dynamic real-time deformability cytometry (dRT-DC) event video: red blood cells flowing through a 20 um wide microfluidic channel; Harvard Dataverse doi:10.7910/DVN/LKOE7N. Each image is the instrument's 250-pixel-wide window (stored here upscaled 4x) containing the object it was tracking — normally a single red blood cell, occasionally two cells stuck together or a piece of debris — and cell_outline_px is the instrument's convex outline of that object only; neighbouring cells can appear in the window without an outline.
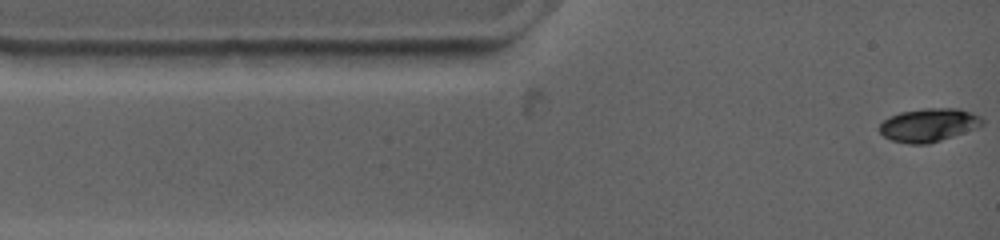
{"species": "common noctule bat (a hibernating species)", "species_latin": "Nyctalus noctula", "temperature_condition": "warm", "stored_images_in_passage": 37, "camera_frame_rate_fps": 4500, "um_per_image_px": 0.085, "animal": {"sex": "female", "body_mass_g": 19.0, "forearm_length_mm": 53.3}, "frame": {"image": 1, "passage_image": 1, "time_ms": 0.0, "image_size_px": [1000, 240], "cell_outline_px": [[984, 124], [976, 128], [924, 144], [912, 144], [892, 140], [884, 136], [880, 132], [880, 124], [884, 120], [900, 112], [924, 108], [960, 108], [972, 112], [980, 116], [984, 120]], "centroid_in_image_um": [78.96, 10.6], "position_along_channel_um": 6.0, "area_um2": 19.59}}
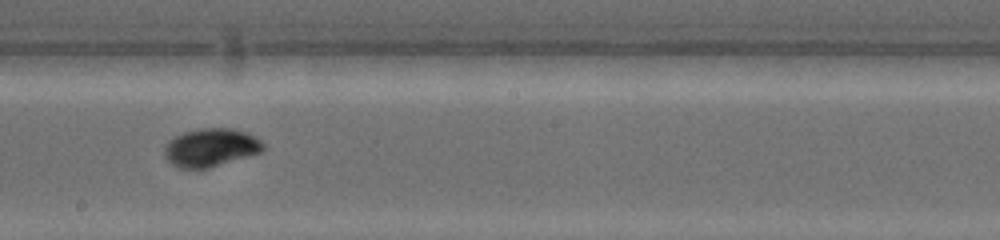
{"frame": {"image": 2, "passage_image": 16, "time_ms": 7.111, "image_size_px": [1000, 240], "cell_outline_px": [[264, 148], [260, 152], [208, 168], [180, 168], [172, 164], [168, 160], [164, 152], [168, 144], [176, 136], [184, 132], [200, 128], [232, 128], [256, 136], [264, 144]], "centroid_in_image_um": [17.94, 12.53], "position_along_channel_um": 230.3, "area_um2": 21.5}}
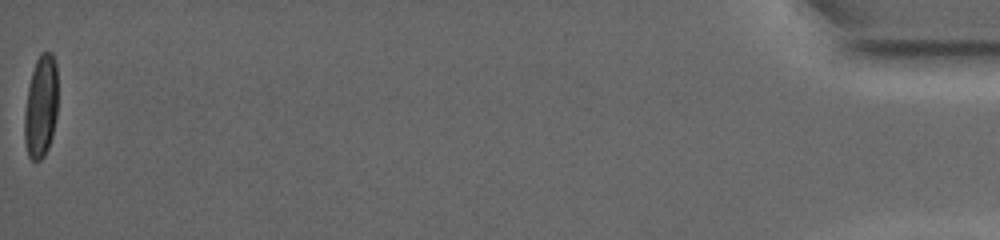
{"frame": {"image": 3, "passage_image": 37, "time_ms": 17.111, "image_size_px": [1000, 240], "cell_outline_px": [[56, 116], [52, 136], [48, 148], [44, 156], [40, 160], [32, 160], [28, 156], [24, 140], [24, 112], [28, 88], [32, 72], [36, 60], [40, 52], [52, 52], [56, 64]], "centroid_in_image_um": [3.46, 9.07], "position_along_channel_um": 431.7, "area_um2": 19.88}, "authors_computed_cell_mechanics": {"area_um2": 20.23, "velocity_mm_per_s": 3.7676, "shape_relaxation_time_tau1_ms": 4.1358, "shape_relaxation_time_tau2_ms": 1.7317, "deformation_change_tau1": 0.1577, "deformation_change_tau2": 0.0318}}